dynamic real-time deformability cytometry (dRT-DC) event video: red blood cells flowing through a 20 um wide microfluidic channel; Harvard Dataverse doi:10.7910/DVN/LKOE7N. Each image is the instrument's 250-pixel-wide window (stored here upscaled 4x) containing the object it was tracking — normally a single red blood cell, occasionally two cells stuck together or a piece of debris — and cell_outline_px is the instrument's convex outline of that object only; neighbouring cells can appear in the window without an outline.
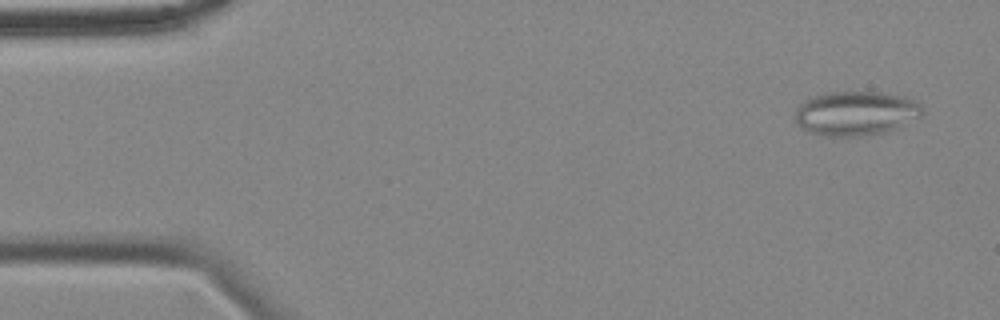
{"species": "common noctule bat (a hibernating species)", "species_latin": "Nyctalus noctula", "temperature_condition": "cold", "stored_images_in_passage": 56, "camera_frame_rate_fps": 3000, "um_per_image_px": 0.085, "animal": {"sex": "female", "body_mass_g": 18.4}, "frame": {"image": 1, "passage_image": 3, "time_ms": 0.667, "image_size_px": [1000, 320], "cell_outline_px": [[924, 112], [920, 116], [900, 128], [884, 132], [860, 136], [828, 136], [812, 132], [800, 128], [796, 120], [796, 108], [804, 100], [812, 96], [828, 92], [880, 92], [904, 96], [920, 104], [924, 108]], "centroid_in_image_um": [72.77, 9.63], "position_along_channel_um": 12.2, "area_um2": 32.95}}
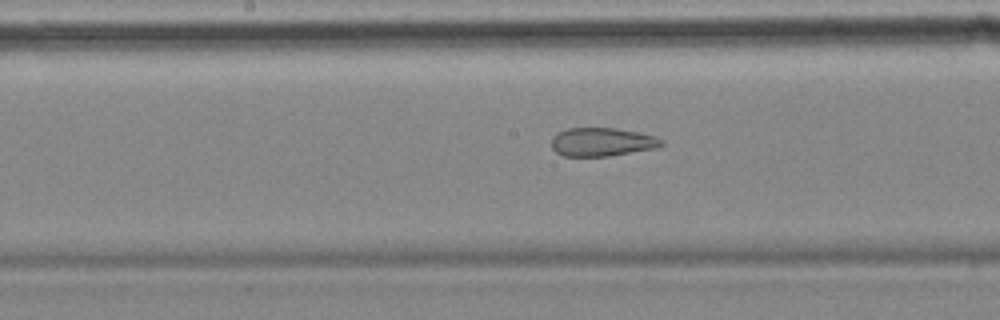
{"frame": {"image": 2, "passage_image": 28, "time_ms": 9.0, "image_size_px": [1000, 320], "cell_outline_px": [[664, 144], [660, 148], [608, 156], [564, 156], [556, 152], [552, 148], [552, 136], [556, 132], [568, 128], [616, 128], [656, 136], [664, 140]], "centroid_in_image_um": [51.2, 12.07], "position_along_channel_um": 197.0, "area_um2": 18.5}}
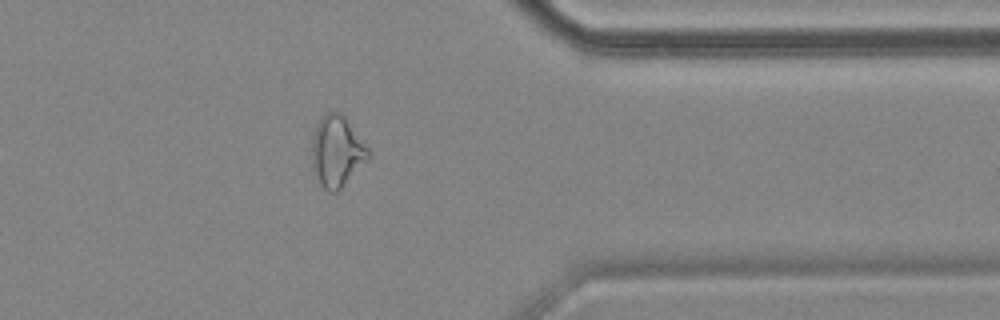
{"frame": {"image": 3, "passage_image": 45, "time_ms": 14.667, "image_size_px": [1000, 320], "cell_outline_px": [[372, 156], [336, 192], [328, 192], [320, 184], [312, 172], [312, 136], [316, 124], [320, 116], [324, 112], [344, 112], [372, 152]], "centroid_in_image_um": [28.65, 12.81], "position_along_channel_um": 382.8, "area_um2": 24.1}, "authors_computed_cell_mechanics": {"area_um2": 24.6806, "velocity_mm_per_s": 3.5052, "shape_relaxation_time_tau1_ms": null, "shape_relaxation_time_tau2_ms": 2.3721, "deformation_change_tau1": null, "deformation_change_tau2": 0.1144}}